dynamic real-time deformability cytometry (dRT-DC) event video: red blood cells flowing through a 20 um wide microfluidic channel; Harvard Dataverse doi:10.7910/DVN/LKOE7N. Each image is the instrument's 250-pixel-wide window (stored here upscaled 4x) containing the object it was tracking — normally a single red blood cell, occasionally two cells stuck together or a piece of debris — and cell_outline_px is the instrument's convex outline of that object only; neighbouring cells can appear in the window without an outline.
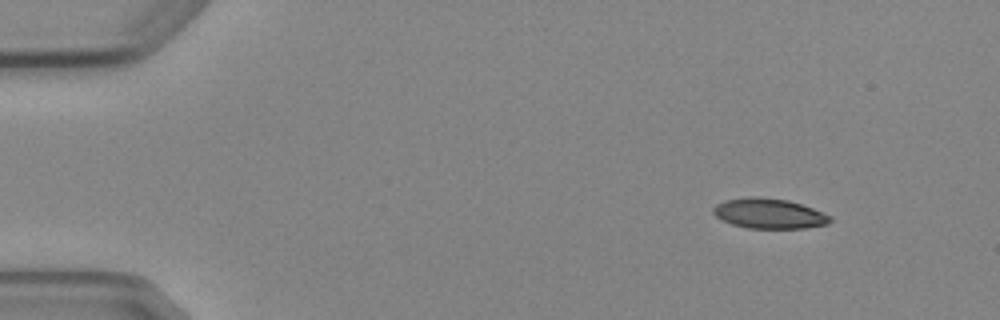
{"species": "Egyptian fruit bat (a non-hibernating species)", "species_latin": "Rousettus aegyptiacus", "temperature_condition": "cold", "stored_images_in_passage": 4, "camera_frame_rate_fps": 3000, "um_per_image_px": 0.085, "animal": {"sex": "female"}, "frame": {"image": 1, "passage_image": 1, "time_ms": 0.0, "image_size_px": [1000, 320], "cell_outline_px": [[832, 220], [828, 224], [804, 228], [748, 228], [732, 224], [716, 216], [712, 212], [712, 208], [716, 204], [724, 200], [748, 196], [756, 196], [788, 200], [812, 208], [832, 216]], "centroid_in_image_um": [65.36, 18.14], "position_along_channel_um": 19.6, "area_um2": 20.52}}